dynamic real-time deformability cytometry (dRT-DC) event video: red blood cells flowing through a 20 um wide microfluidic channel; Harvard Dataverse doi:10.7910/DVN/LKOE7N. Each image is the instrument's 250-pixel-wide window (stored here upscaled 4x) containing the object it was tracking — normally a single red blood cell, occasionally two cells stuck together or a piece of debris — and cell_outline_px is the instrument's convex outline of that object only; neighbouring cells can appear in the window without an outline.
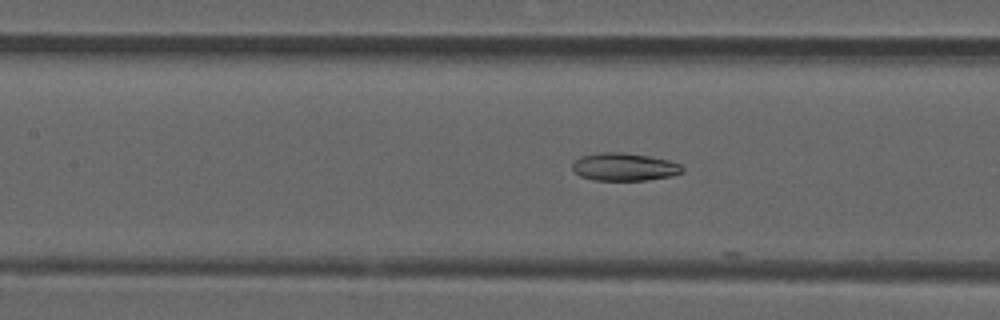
{"species": "common noctule bat (a hibernating species)", "species_latin": "Nyctalus noctula", "temperature_condition": "room temperature", "stored_images_in_passage": 13, "camera_frame_rate_fps": 3000, "um_per_image_px": 0.085, "animal": {"sex": "male", "forearm_length_mm": 52.5}, "frame": {"image": 1, "passage_image": 11, "time_ms": 3.333, "image_size_px": [1000, 320], "cell_outline_px": [[684, 172], [672, 176], [648, 180], [592, 180], [580, 176], [572, 168], [572, 164], [580, 156], [600, 152], [620, 152], [652, 156], [668, 160], [680, 164], [684, 168]], "centroid_in_image_um": [53.09, 14.18], "position_along_channel_um": 154.3, "area_um2": 17.98}}